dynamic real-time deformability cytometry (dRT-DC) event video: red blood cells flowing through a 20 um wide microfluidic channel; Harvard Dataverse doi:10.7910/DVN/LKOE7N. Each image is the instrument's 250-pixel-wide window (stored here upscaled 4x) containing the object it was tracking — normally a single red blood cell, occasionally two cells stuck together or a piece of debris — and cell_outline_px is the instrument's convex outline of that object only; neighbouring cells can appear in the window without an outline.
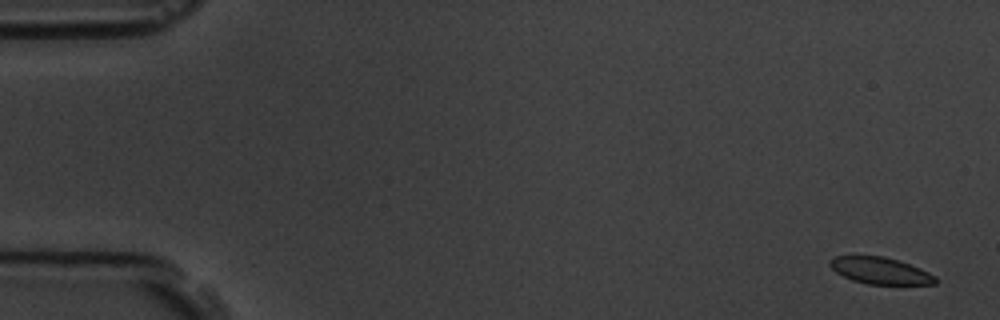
{"species": "common noctule bat (a hibernating species)", "species_latin": "Nyctalus noctula", "temperature_condition": "room temperature", "stored_images_in_passage": 15, "camera_frame_rate_fps": 3000, "um_per_image_px": 0.085, "animal": {"sex": "male", "body_mass_g": 19.5, "forearm_length_mm": 54.6}, "frame": {"image": 1, "passage_image": 1, "time_ms": 0.0, "image_size_px": [1000, 320], "cell_outline_px": [[936, 284], [868, 284], [852, 280], [836, 272], [828, 264], [828, 260], [832, 256], [884, 256], [920, 268], [936, 276]], "centroid_in_image_um": [74.79, 23.0], "position_along_channel_um": 10.2, "area_um2": 16.3}}
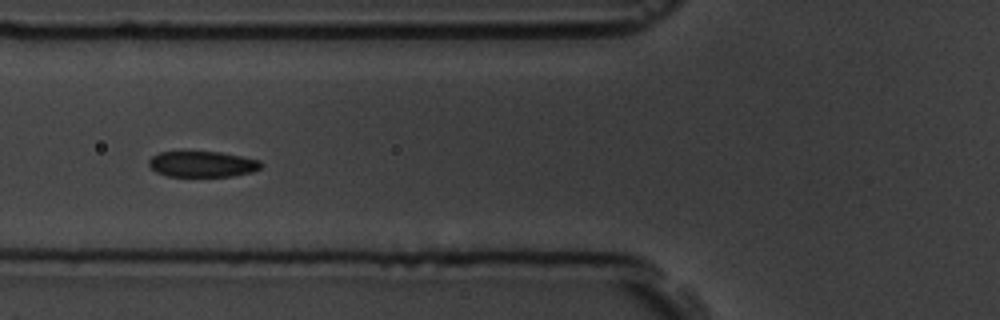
{"frame": {"image": 2, "passage_image": 6, "time_ms": 6.667, "image_size_px": [1000, 320], "cell_outline_px": [[264, 164], [260, 168], [252, 172], [232, 176], [168, 176], [156, 172], [148, 164], [148, 160], [152, 156], [160, 152], [184, 148], [220, 152], [260, 160]], "centroid_in_image_um": [17.15, 13.89], "position_along_channel_um": 108.7, "area_um2": 17.69}}
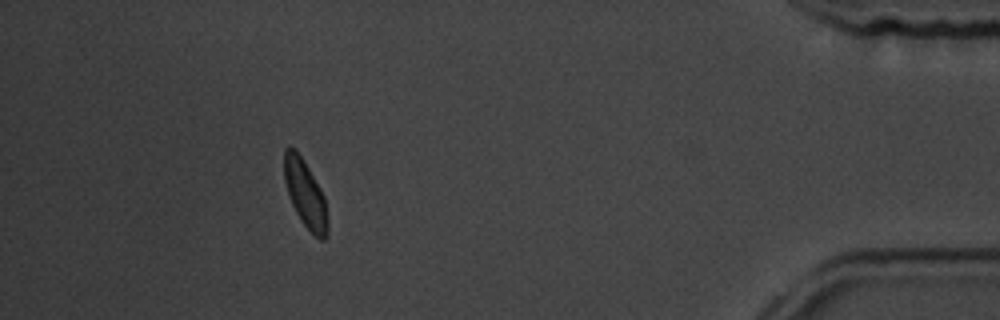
{"frame": {"image": 3, "passage_image": 14, "time_ms": 16.667, "image_size_px": [1000, 320], "cell_outline_px": [[328, 236], [324, 240], [320, 240], [300, 220], [292, 204], [284, 180], [284, 148], [288, 144], [296, 148], [308, 168], [324, 196], [328, 220]], "centroid_in_image_um": [25.94, 16.45], "position_along_channel_um": 409.3, "area_um2": 16.99}, "authors_computed_cell_mechanics": {"area_um2": 17.629, "velocity_mm_per_s": 3.5714, "shape_relaxation_time_tau1_ms": 3.5255, "shape_relaxation_time_tau2_ms": 1.1242, "deformation_change_tau1": 0.0741, "deformation_change_tau2": 0.0651}}